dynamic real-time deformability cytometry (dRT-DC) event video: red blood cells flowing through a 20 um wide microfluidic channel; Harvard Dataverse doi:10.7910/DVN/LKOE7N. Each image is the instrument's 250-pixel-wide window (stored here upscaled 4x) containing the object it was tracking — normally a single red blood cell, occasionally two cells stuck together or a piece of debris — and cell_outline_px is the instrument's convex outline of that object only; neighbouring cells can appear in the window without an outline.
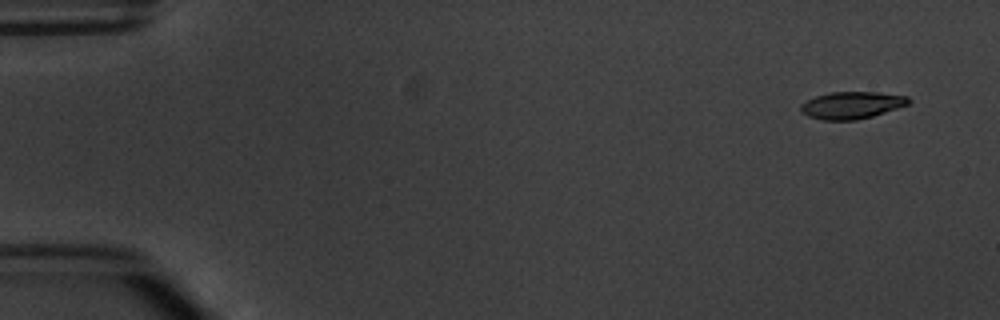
{"species": "common noctule bat (a hibernating species)", "species_latin": "Nyctalus noctula", "temperature_condition": "warm", "stored_images_in_passage": 6, "camera_frame_rate_fps": 3000, "um_per_image_px": 0.085, "animal": {"sex": "male", "body_mass_g": 20.1, "forearm_length_mm": 53.5}, "frame": {"image": 1, "passage_image": 1, "time_ms": 0.0, "image_size_px": [1000, 320], "cell_outline_px": [[912, 100], [908, 104], [872, 116], [856, 120], [820, 120], [808, 116], [800, 108], [800, 104], [816, 96], [832, 92], [876, 92], [908, 96]], "centroid_in_image_um": [72.4, 8.94], "position_along_channel_um": 12.6, "area_um2": 16.88}}
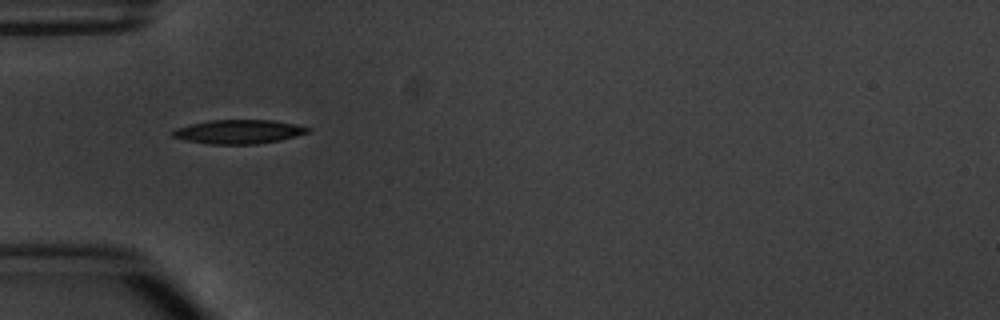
{"frame": {"image": 2, "passage_image": 5, "time_ms": 4.667, "image_size_px": [1000, 320], "cell_outline_px": [[312, 132], [280, 140], [256, 144], [208, 144], [184, 140], [172, 136], [172, 132], [176, 128], [208, 120], [272, 120], [296, 124], [312, 128]], "centroid_in_image_um": [20.33, 11.19], "position_along_channel_um": 64.7, "area_um2": 18.96}}